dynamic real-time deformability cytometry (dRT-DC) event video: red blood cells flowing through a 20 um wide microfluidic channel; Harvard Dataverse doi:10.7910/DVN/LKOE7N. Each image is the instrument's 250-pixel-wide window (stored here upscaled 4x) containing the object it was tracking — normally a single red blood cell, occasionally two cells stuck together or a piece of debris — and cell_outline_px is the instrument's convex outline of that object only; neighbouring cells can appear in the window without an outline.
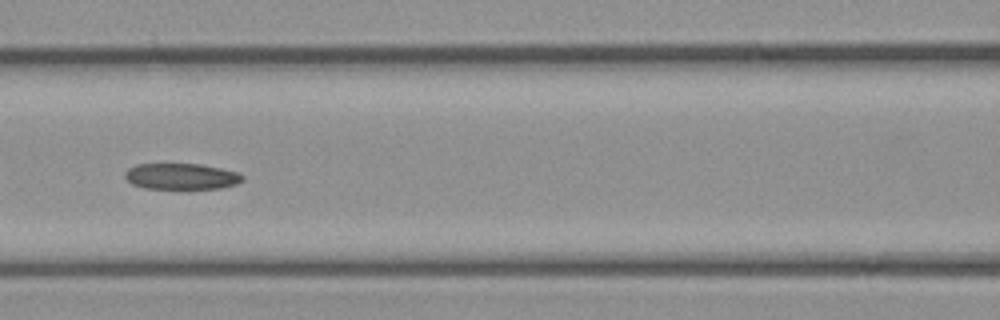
{"species": "common noctule bat (a hibernating species)", "species_latin": "Nyctalus noctula", "temperature_condition": "cold", "stored_images_in_passage": 51, "camera_frame_rate_fps": 3000, "um_per_image_px": 0.085, "animal": {"sex": "female", "body_mass_g": 21.9}, "frame": {"image": 1, "passage_image": 22, "time_ms": 7.0, "image_size_px": [1000, 320], "cell_outline_px": [[244, 180], [236, 184], [220, 188], [180, 192], [144, 188], [132, 184], [124, 176], [124, 172], [128, 168], [136, 164], [200, 164], [240, 172], [244, 176]], "centroid_in_image_um": [15.42, 15.05], "position_along_channel_um": 151.2, "area_um2": 18.96}, "authors_computed_cell_mechanics": {"area_um2": 19.5942, "velocity_mm_per_s": 3.8922, "shape_relaxation_time_tau1_ms": null, "shape_relaxation_time_tau2_ms": 2.9452, "deformation_change_tau1": null, "deformation_change_tau2": 0.0928}}